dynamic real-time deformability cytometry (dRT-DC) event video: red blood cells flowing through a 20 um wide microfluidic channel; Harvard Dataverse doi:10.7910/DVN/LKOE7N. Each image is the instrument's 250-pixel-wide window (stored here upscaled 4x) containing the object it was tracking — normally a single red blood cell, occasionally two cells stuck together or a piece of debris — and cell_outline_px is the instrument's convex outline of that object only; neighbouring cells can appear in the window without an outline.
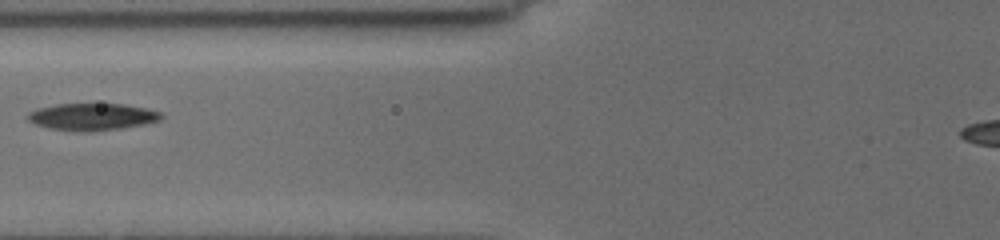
{"species": "common noctule bat (a hibernating species)", "species_latin": "Nyctalus noctula", "temperature_condition": "cold", "stored_images_in_passage": 5, "camera_frame_rate_fps": 3000, "um_per_image_px": 0.085, "animal": {"sex": "female", "body_mass_g": 19.5, "forearm_length_mm": 54.1}, "frame": {"image": 1, "passage_image": 5, "time_ms": 3.667, "image_size_px": [1000, 240], "cell_outline_px": [[164, 116], [160, 120], [144, 124], [120, 128], [92, 132], [80, 132], [48, 128], [36, 124], [28, 120], [28, 112], [36, 108], [56, 104], [124, 104], [144, 108], [160, 112]], "centroid_in_image_um": [7.81, 9.93], "position_along_channel_um": 118.0, "area_um2": 21.04}}